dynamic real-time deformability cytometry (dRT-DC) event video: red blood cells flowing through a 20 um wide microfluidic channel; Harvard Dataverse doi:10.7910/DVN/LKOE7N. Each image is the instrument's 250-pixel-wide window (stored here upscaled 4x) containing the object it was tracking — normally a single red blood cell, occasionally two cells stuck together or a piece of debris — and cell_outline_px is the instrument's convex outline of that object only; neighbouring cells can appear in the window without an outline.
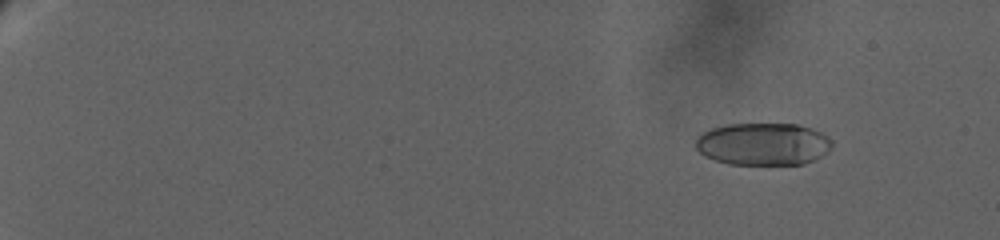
{"species": "human", "species_latin": "Homo sapiens", "temperature_condition": "warm", "stored_images_in_passage": 77, "camera_frame_rate_fps": 3000, "um_per_image_px": 0.085, "donor": {"sex": "female"}, "frame": {"image": 1, "passage_image": 9, "time_ms": 1.667, "image_size_px": [1000, 240], "cell_outline_px": [[832, 148], [828, 152], [804, 164], [728, 164], [704, 156], [696, 148], [696, 136], [712, 128], [728, 124], [796, 124], [812, 128], [828, 136], [832, 140]], "centroid_in_image_um": [64.87, 12.24], "position_along_channel_um": 20.1, "area_um2": 33.76}}
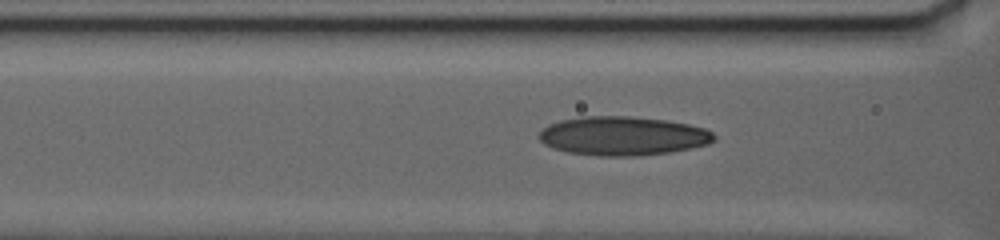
{"frame": {"image": 2, "passage_image": 58, "time_ms": 11.667, "image_size_px": [1000, 240], "cell_outline_px": [[716, 140], [708, 144], [668, 152], [640, 156], [600, 156], [568, 152], [552, 148], [544, 144], [540, 140], [540, 132], [548, 124], [560, 120], [580, 116], [628, 116], [664, 120], [688, 124], [704, 128], [712, 132], [716, 136]], "centroid_in_image_um": [52.92, 11.55], "position_along_channel_um": 113.7, "area_um2": 39.65}}
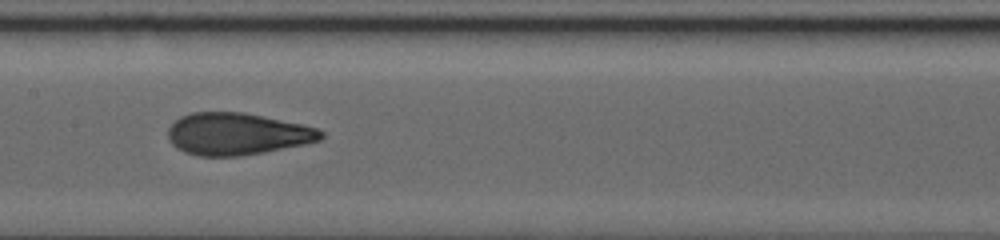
{"frame": {"image": 3, "passage_image": 76, "time_ms": 14.333, "image_size_px": [1000, 240], "cell_outline_px": [[324, 136], [320, 140], [304, 144], [264, 152], [240, 156], [200, 156], [184, 152], [176, 148], [168, 140], [168, 128], [180, 116], [192, 112], [244, 112], [304, 124], [316, 128], [324, 132]], "centroid_in_image_um": [20.15, 11.38], "position_along_channel_um": 187.3, "area_um2": 37.63}}